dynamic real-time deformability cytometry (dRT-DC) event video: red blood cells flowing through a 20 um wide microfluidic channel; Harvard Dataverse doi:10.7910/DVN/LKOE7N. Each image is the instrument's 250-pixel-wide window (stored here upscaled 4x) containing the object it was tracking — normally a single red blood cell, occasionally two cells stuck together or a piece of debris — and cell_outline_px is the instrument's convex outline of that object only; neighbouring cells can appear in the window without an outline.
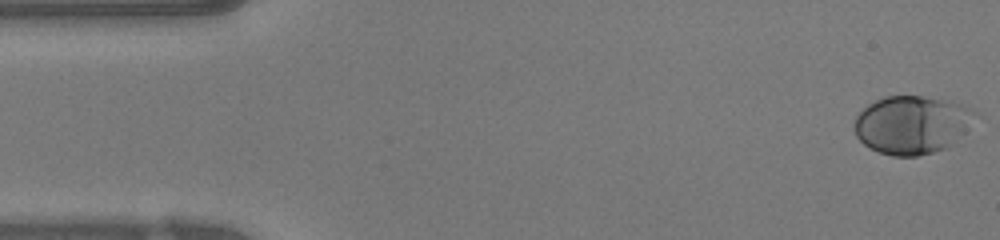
{"species": "human", "species_latin": "Homo sapiens", "temperature_condition": "warm", "stored_images_in_passage": 48, "camera_frame_rate_fps": 3000, "um_per_image_px": 0.085, "donor": {"sex": "female"}, "frame": {"image": 1, "passage_image": 1, "time_ms": 0.0, "image_size_px": [1000, 240], "cell_outline_px": [[976, 112], [964, 132], [948, 148], [916, 156], [892, 156], [868, 148], [856, 136], [852, 124], [856, 116], [868, 104], [884, 96], [924, 96], [952, 100], [972, 108]], "centroid_in_image_um": [77.48, 10.59], "position_along_channel_um": 7.5, "area_um2": 41.04}}
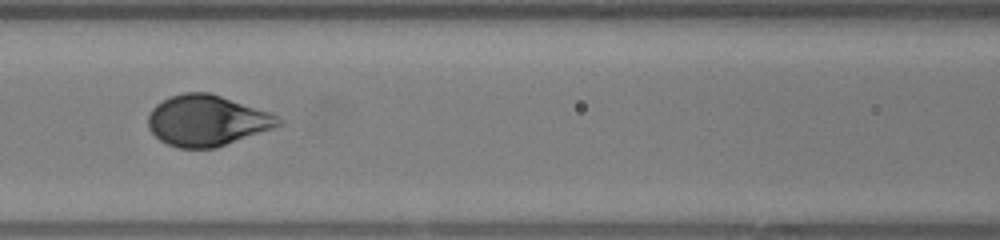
{"frame": {"image": 2, "passage_image": 20, "time_ms": 6.333, "image_size_px": [1000, 240], "cell_outline_px": [[284, 124], [216, 148], [176, 148], [160, 140], [148, 128], [148, 116], [152, 108], [156, 104], [172, 96], [184, 92], [212, 92], [268, 112], [284, 120]], "centroid_in_image_um": [17.59, 10.25], "position_along_channel_um": 149.0, "area_um2": 38.55}}
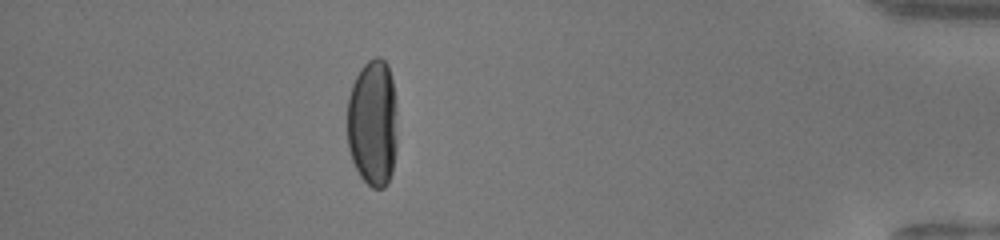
{"frame": {"image": 3, "passage_image": 42, "time_ms": 13.667, "image_size_px": [1000, 240], "cell_outline_px": [[396, 148], [392, 172], [388, 184], [384, 188], [372, 188], [360, 176], [352, 160], [348, 148], [348, 96], [352, 84], [360, 68], [368, 60], [376, 56], [380, 56], [388, 64], [392, 80], [396, 108]], "centroid_in_image_um": [31.69, 10.44], "position_along_channel_um": 403.5, "area_um2": 37.45}, "authors_computed_cell_mechanics": {"area_um2": 38.148, "velocity_mm_per_s": 4.2031, "shape_relaxation_time_tau1_ms": 2.8735, "shape_relaxation_time_tau2_ms": null, "deformation_change_tau1": 0.1735, "deformation_change_tau2": null}}